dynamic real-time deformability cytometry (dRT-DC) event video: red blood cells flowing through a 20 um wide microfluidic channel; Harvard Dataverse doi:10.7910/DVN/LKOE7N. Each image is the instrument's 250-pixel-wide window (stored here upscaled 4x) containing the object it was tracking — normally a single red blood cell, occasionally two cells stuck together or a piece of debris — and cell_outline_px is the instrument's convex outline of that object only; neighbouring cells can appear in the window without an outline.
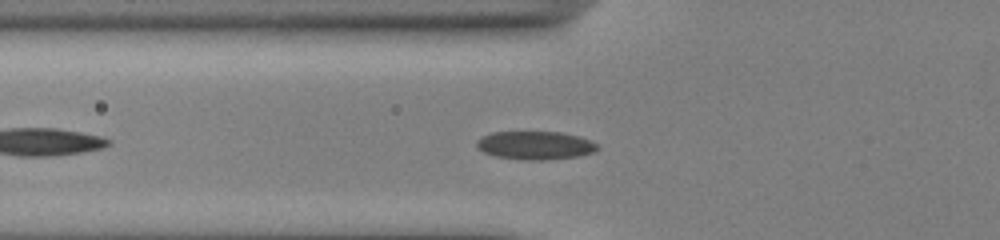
{"species": "common noctule bat (a hibernating species)", "species_latin": "Nyctalus noctula", "temperature_condition": "cold", "stored_images_in_passage": 39, "camera_frame_rate_fps": 3000, "um_per_image_px": 0.085, "animal": {"sex": "male", "body_mass_g": 13.0, "forearm_length_mm": 53.1}, "frame": {"image": 1, "passage_image": 7, "time_ms": 2.0, "image_size_px": [1000, 240], "cell_outline_px": [[600, 148], [596, 152], [580, 156], [544, 160], [524, 160], [496, 156], [484, 152], [476, 144], [476, 140], [480, 136], [492, 132], [560, 132], [580, 136], [592, 140]], "centroid_in_image_um": [45.54, 12.35], "position_along_channel_um": 80.3, "area_um2": 20.11}}
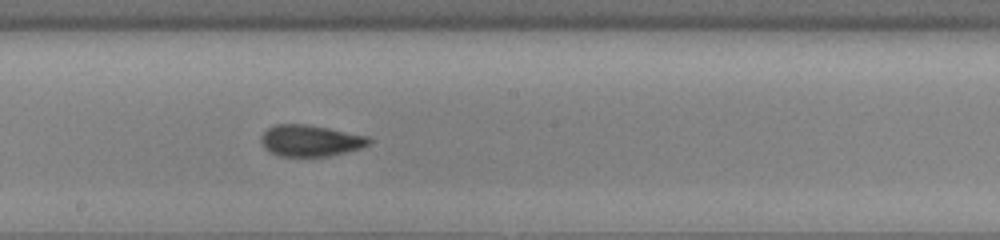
{"frame": {"image": 2, "passage_image": 18, "time_ms": 5.667, "image_size_px": [1000, 240], "cell_outline_px": [[372, 140], [368, 144], [360, 148], [348, 152], [328, 156], [280, 156], [268, 152], [264, 148], [260, 140], [260, 136], [268, 128], [276, 124], [304, 124], [328, 128], [368, 136]], "centroid_in_image_um": [26.35, 11.96], "position_along_channel_um": 221.8, "area_um2": 19.77}}
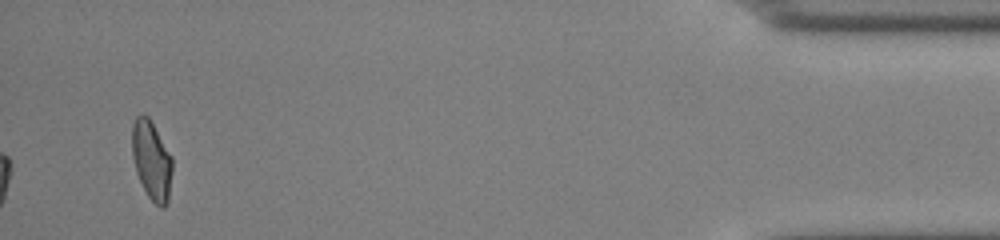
{"frame": {"image": 3, "passage_image": 39, "time_ms": 12.667, "image_size_px": [1000, 240], "cell_outline_px": [[172, 172], [168, 200], [164, 208], [160, 208], [148, 196], [136, 172], [132, 156], [132, 124], [136, 116], [140, 112], [148, 116], [172, 156]], "centroid_in_image_um": [12.88, 13.6], "position_along_channel_um": 422.3, "area_um2": 18.55}, "authors_computed_cell_mechanics": {"area_um2": 19.2474, "velocity_mm_per_s": 3.8574, "shape_relaxation_time_tau1_ms": 5.2854, "shape_relaxation_time_tau2_ms": 1.5381, "deformation_change_tau1": 0.1183, "deformation_change_tau2": 0.0891}}